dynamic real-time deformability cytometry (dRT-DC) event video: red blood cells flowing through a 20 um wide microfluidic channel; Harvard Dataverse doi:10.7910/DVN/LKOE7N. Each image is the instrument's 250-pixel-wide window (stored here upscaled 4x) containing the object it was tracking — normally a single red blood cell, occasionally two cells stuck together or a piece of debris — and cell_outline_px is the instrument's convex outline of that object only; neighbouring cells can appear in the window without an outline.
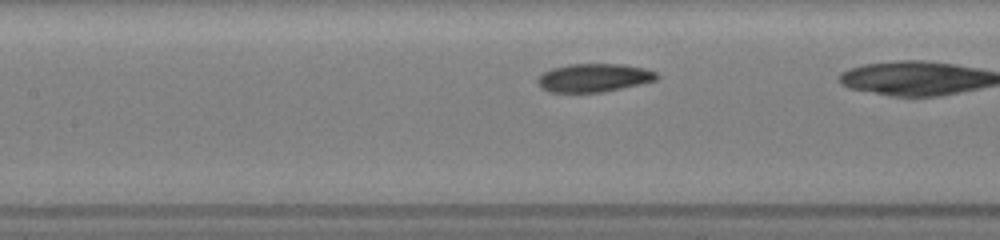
{"species": "common noctule bat (a hibernating species)", "species_latin": "Nyctalus noctula", "temperature_condition": "room temperature", "stored_images_in_passage": 13, "camera_frame_rate_fps": 3000, "um_per_image_px": 0.085, "animal": {"sex": "female", "body_mass_g": 19.5, "forearm_length_mm": 54.1}, "frame": {"image": 1, "passage_image": 8, "time_ms": 2.333, "image_size_px": [1000, 240], "cell_outline_px": [[660, 76], [656, 80], [640, 84], [604, 92], [548, 92], [540, 88], [536, 80], [544, 72], [552, 68], [568, 64], [620, 64], [644, 68], [656, 72]], "centroid_in_image_um": [50.47, 6.61], "position_along_channel_um": 156.9, "area_um2": 19.71}}
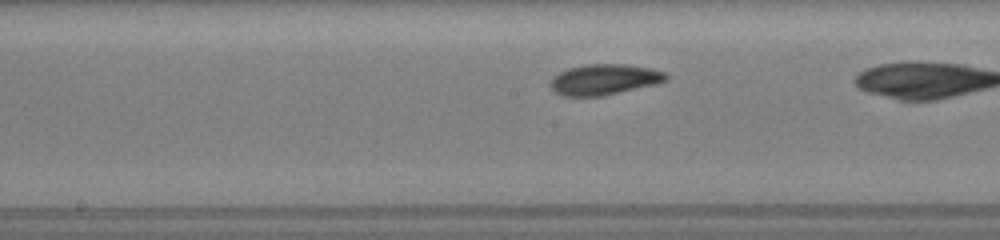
{"frame": {"image": 2, "passage_image": 11, "time_ms": 3.333, "image_size_px": [1000, 240], "cell_outline_px": [[668, 80], [656, 84], [604, 96], [560, 96], [548, 84], [552, 76], [568, 68], [588, 64], [624, 64], [652, 68], [664, 72], [668, 76]], "centroid_in_image_um": [51.35, 6.76], "position_along_channel_um": 196.8, "area_um2": 20.87}}